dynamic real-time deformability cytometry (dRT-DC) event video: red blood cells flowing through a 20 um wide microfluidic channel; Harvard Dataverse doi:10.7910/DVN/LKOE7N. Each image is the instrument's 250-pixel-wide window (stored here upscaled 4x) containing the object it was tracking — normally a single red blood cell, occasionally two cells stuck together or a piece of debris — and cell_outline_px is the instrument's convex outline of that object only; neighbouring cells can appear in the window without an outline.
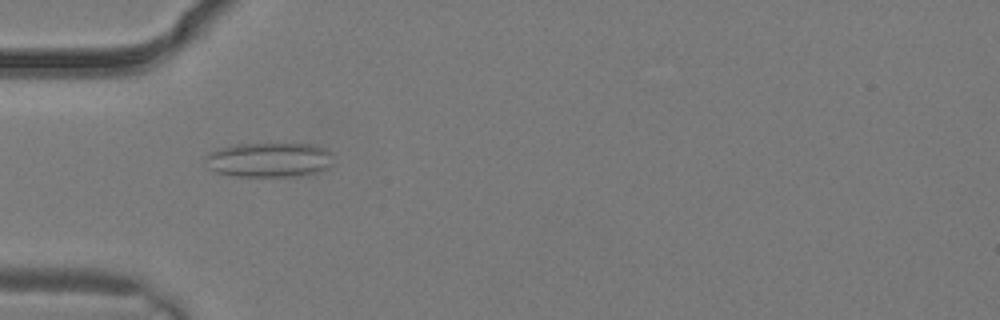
{"species": "common noctule bat (a hibernating species)", "species_latin": "Nyctalus noctula", "temperature_condition": "warm", "stored_images_in_passage": 2, "camera_frame_rate_fps": 3000, "um_per_image_px": 0.085, "animal": {"sex": "male", "body_mass_g": 19.2, "forearm_length_mm": 51.8}, "frame": {"image": 1, "passage_image": 2, "time_ms": 0.333, "image_size_px": [1000, 320], "cell_outline_px": [[332, 164], [328, 168], [320, 172], [300, 176], [236, 176], [216, 172], [208, 168], [204, 160], [204, 156], [208, 152], [220, 148], [236, 144], [312, 144], [324, 148], [332, 152]], "centroid_in_image_um": [22.88, 13.59], "position_along_channel_um": 62.1, "area_um2": 26.13}}